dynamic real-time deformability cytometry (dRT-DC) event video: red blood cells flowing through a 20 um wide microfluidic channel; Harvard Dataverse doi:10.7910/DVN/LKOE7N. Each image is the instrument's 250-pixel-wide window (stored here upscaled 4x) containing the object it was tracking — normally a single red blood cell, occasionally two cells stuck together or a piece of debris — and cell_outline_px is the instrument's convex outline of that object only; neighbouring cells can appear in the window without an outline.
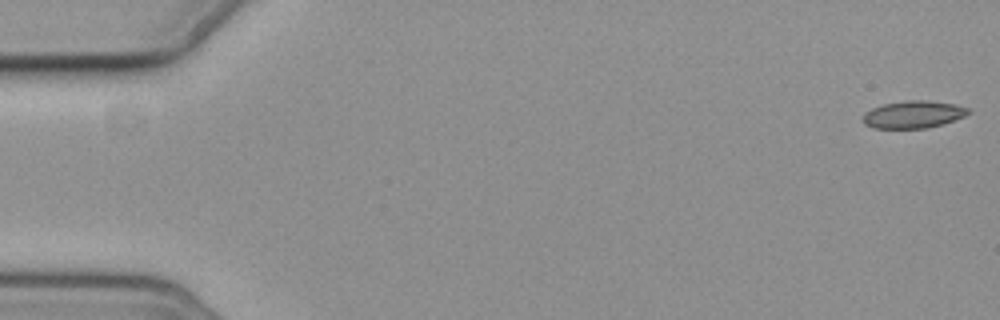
{"species": "common noctule bat (a hibernating species)", "species_latin": "Nyctalus noctula", "temperature_condition": "cold", "stored_images_in_passage": 6, "camera_frame_rate_fps": 3000, "um_per_image_px": 0.085, "animal": {"sex": "female", "body_mass_g": 19.3, "forearm_length_mm": 54.1}, "frame": {"image": 1, "passage_image": 1, "time_ms": 0.0, "image_size_px": [1000, 320], "cell_outline_px": [[972, 112], [964, 116], [944, 124], [928, 128], [872, 128], [864, 124], [864, 112], [872, 108], [884, 104], [904, 100], [928, 100], [956, 104], [968, 108]], "centroid_in_image_um": [77.65, 9.72], "position_along_channel_um": 7.3, "area_um2": 16.94}}